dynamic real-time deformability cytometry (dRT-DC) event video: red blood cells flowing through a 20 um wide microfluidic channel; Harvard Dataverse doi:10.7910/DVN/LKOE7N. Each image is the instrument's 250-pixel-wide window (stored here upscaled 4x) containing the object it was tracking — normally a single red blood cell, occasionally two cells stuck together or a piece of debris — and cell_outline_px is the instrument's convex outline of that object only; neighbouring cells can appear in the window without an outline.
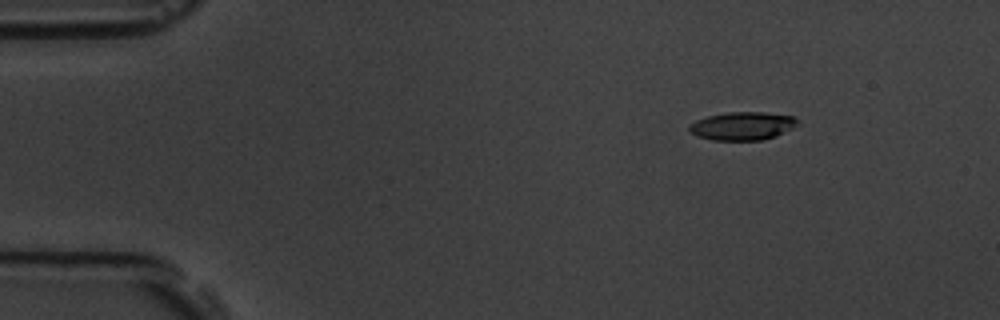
{"species": "common noctule bat (a hibernating species)", "species_latin": "Nyctalus noctula", "temperature_condition": "room temperature", "stored_images_in_passage": 10, "camera_frame_rate_fps": 3000, "um_per_image_px": 0.085, "animal": {"sex": "male", "body_mass_g": 19.5, "forearm_length_mm": 54.6}, "frame": {"image": 1, "passage_image": 2, "time_ms": 2.0, "image_size_px": [1000, 320], "cell_outline_px": [[800, 120], [792, 128], [776, 136], [760, 140], [712, 140], [696, 136], [688, 128], [688, 124], [696, 120], [708, 116], [728, 112], [764, 112], [792, 116]], "centroid_in_image_um": [63.09, 10.7], "position_along_channel_um": 21.9, "area_um2": 17.74}}
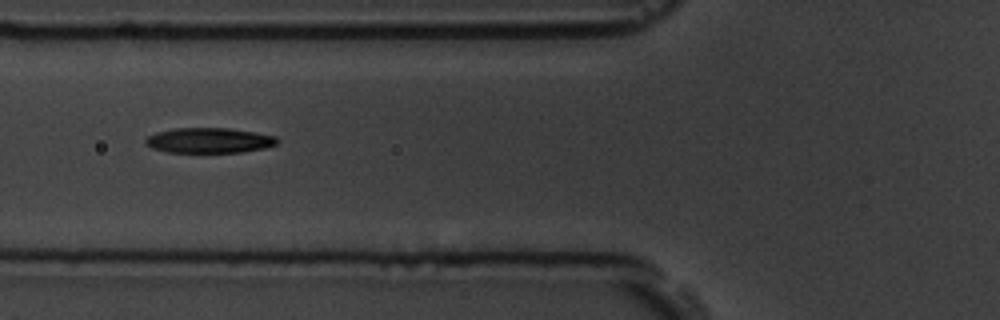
{"frame": {"image": 2, "passage_image": 6, "time_ms": 6.667, "image_size_px": [1000, 320], "cell_outline_px": [[280, 140], [276, 144], [264, 148], [240, 152], [168, 152], [152, 148], [144, 144], [144, 140], [148, 136], [156, 132], [176, 128], [228, 128], [276, 136]], "centroid_in_image_um": [17.75, 11.93], "position_along_channel_um": 108.1, "area_um2": 19.25}}
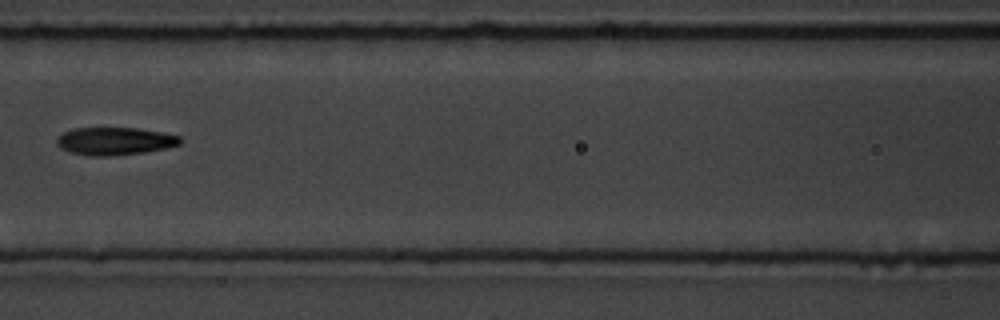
{"frame": {"image": 3, "passage_image": 7, "time_ms": 8.0, "image_size_px": [1000, 320], "cell_outline_px": [[184, 140], [180, 144], [168, 148], [144, 152], [112, 156], [88, 156], [72, 152], [60, 148], [56, 144], [56, 140], [64, 132], [76, 128], [136, 128], [160, 132], [180, 136]], "centroid_in_image_um": [9.79, 12.0], "position_along_channel_um": 156.8, "area_um2": 19.94}}